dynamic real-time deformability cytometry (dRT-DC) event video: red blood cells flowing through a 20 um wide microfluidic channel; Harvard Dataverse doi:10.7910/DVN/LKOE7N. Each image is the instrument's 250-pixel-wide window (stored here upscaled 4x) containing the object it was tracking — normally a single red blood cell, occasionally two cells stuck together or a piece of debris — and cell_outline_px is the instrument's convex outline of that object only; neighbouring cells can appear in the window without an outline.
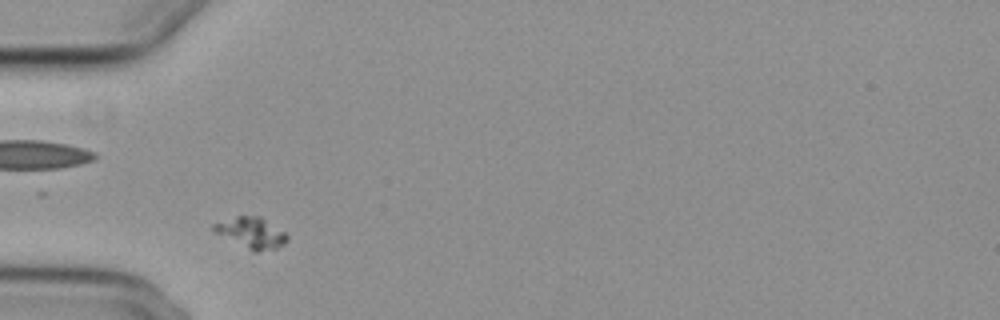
{"species": "common noctule bat (a hibernating species)", "species_latin": "Nyctalus noctula", "temperature_condition": "cold", "stored_images_in_passage": 34, "camera_frame_rate_fps": 3000, "um_per_image_px": 0.085, "animal": {"sex": "female", "body_mass_g": 29.2, "forearm_length_mm": 56.3}, "frame": {"image": 1, "passage_image": 4, "time_ms": 1.0, "image_size_px": [1000, 320], "cell_outline_px": [[288, 240], [284, 244], [276, 248], [256, 252], [252, 252], [216, 232], [212, 228], [212, 224], [236, 216], [260, 216], [284, 232], [288, 236]], "centroid_in_image_um": [21.38, 19.79], "position_along_channel_um": 63.6, "area_um2": 13.01}}
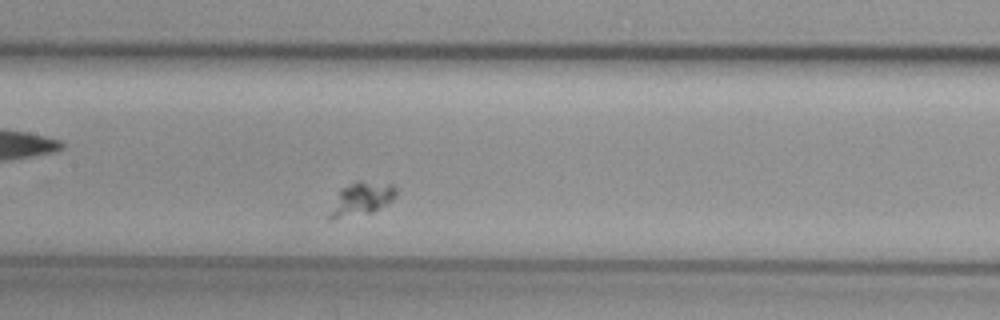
{"frame": {"image": 2, "passage_image": 14, "time_ms": 4.333, "image_size_px": [1000, 320], "cell_outline_px": [[396, 196], [388, 204], [372, 212], [332, 220], [328, 220], [328, 216], [340, 188], [356, 180], [360, 180], [392, 184], [396, 188]], "centroid_in_image_um": [30.72, 16.89], "position_along_channel_um": 176.7, "area_um2": 12.95}}
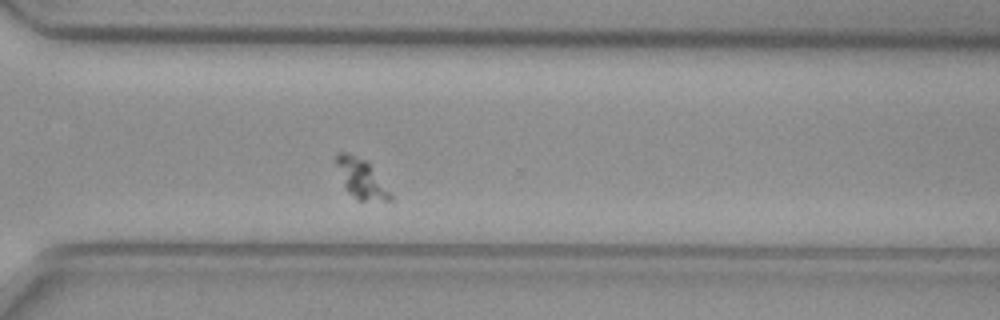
{"frame": {"image": 3, "passage_image": 28, "time_ms": 9.0, "image_size_px": [1000, 320], "cell_outline_px": [[392, 200], [360, 200], [348, 192], [344, 188], [332, 160], [336, 152], [348, 152], [364, 160], [372, 168], [392, 192]], "centroid_in_image_um": [30.62, 15.14], "position_along_channel_um": 340.0, "area_um2": 12.6}}